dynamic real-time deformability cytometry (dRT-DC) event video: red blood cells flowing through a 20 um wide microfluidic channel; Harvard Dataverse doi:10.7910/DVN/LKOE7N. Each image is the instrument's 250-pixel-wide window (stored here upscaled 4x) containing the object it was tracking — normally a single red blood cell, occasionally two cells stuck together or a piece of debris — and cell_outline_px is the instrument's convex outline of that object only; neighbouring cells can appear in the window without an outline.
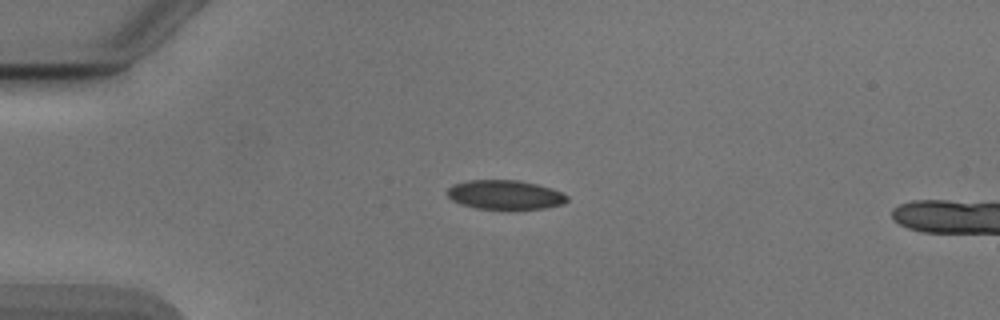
{"species": "Egyptian fruit bat (a non-hibernating species)", "species_latin": "Rousettus aegyptiacus", "temperature_condition": "cold", "stored_images_in_passage": 5, "camera_frame_rate_fps": 3000, "um_per_image_px": 0.085, "animal": {"sex": "male"}, "frame": {"image": 1, "passage_image": 1, "time_ms": 0.0, "image_size_px": [1000, 320], "cell_outline_px": [[568, 200], [564, 204], [544, 208], [476, 208], [460, 204], [452, 200], [444, 192], [452, 184], [468, 180], [520, 180], [552, 188], [568, 196]], "centroid_in_image_um": [42.89, 16.54], "position_along_channel_um": 42.1, "area_um2": 20.35}}